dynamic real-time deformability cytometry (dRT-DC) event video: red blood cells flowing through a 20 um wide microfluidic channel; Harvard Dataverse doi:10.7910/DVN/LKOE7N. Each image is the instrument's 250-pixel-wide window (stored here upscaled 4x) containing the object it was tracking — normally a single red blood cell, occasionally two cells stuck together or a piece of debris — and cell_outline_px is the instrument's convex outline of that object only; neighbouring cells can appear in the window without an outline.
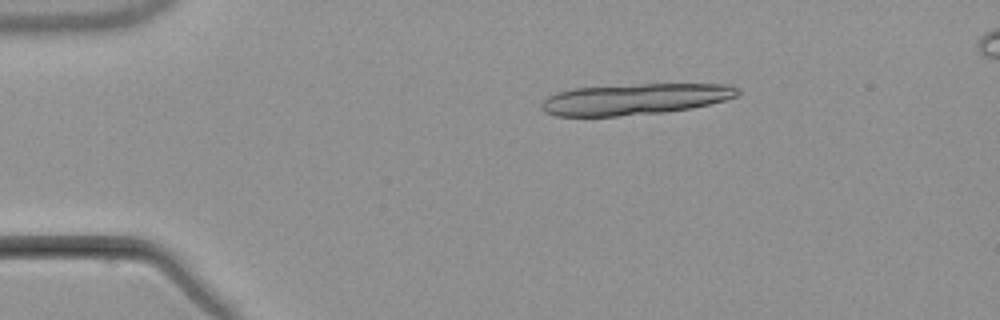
{"species": "common noctule bat (a hibernating species)", "species_latin": "Nyctalus noctula", "temperature_condition": "warm", "stored_images_in_passage": 5, "camera_frame_rate_fps": 3000, "um_per_image_px": 0.085, "animal": {"sex": "male", "body_mass_g": 21.5, "forearm_length_mm": 52.0}, "frame": {"image": 1, "passage_image": 3, "time_ms": 2.333, "image_size_px": [1000, 320], "cell_outline_px": [[740, 92], [736, 96], [724, 100], [692, 108], [664, 112], [616, 116], [556, 116], [544, 112], [540, 108], [540, 104], [548, 96], [572, 88], [640, 84], [732, 84], [740, 88]], "centroid_in_image_um": [53.97, 8.42], "position_along_channel_um": 31.0, "area_um2": 35.6}}